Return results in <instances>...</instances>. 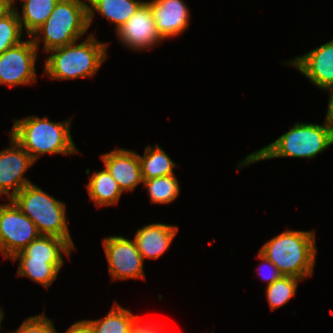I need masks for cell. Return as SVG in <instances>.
Listing matches in <instances>:
<instances>
[{
	"instance_id": "obj_15",
	"label": "cell",
	"mask_w": 333,
	"mask_h": 333,
	"mask_svg": "<svg viewBox=\"0 0 333 333\" xmlns=\"http://www.w3.org/2000/svg\"><path fill=\"white\" fill-rule=\"evenodd\" d=\"M178 229L177 225L158 222L144 225L138 229L133 240L143 260L161 257L170 247Z\"/></svg>"
},
{
	"instance_id": "obj_6",
	"label": "cell",
	"mask_w": 333,
	"mask_h": 333,
	"mask_svg": "<svg viewBox=\"0 0 333 333\" xmlns=\"http://www.w3.org/2000/svg\"><path fill=\"white\" fill-rule=\"evenodd\" d=\"M11 200L32 220L41 235L60 237L75 249L64 202L55 199L34 183L23 187Z\"/></svg>"
},
{
	"instance_id": "obj_11",
	"label": "cell",
	"mask_w": 333,
	"mask_h": 333,
	"mask_svg": "<svg viewBox=\"0 0 333 333\" xmlns=\"http://www.w3.org/2000/svg\"><path fill=\"white\" fill-rule=\"evenodd\" d=\"M9 142V148L0 150V195L11 199L32 183L24 174L35 162L12 136Z\"/></svg>"
},
{
	"instance_id": "obj_18",
	"label": "cell",
	"mask_w": 333,
	"mask_h": 333,
	"mask_svg": "<svg viewBox=\"0 0 333 333\" xmlns=\"http://www.w3.org/2000/svg\"><path fill=\"white\" fill-rule=\"evenodd\" d=\"M86 189L96 207L117 205L124 193L109 171H95L89 178Z\"/></svg>"
},
{
	"instance_id": "obj_20",
	"label": "cell",
	"mask_w": 333,
	"mask_h": 333,
	"mask_svg": "<svg viewBox=\"0 0 333 333\" xmlns=\"http://www.w3.org/2000/svg\"><path fill=\"white\" fill-rule=\"evenodd\" d=\"M22 2V13L17 8L18 18L22 29L26 31L27 37H30L39 27H41L59 0H20Z\"/></svg>"
},
{
	"instance_id": "obj_27",
	"label": "cell",
	"mask_w": 333,
	"mask_h": 333,
	"mask_svg": "<svg viewBox=\"0 0 333 333\" xmlns=\"http://www.w3.org/2000/svg\"><path fill=\"white\" fill-rule=\"evenodd\" d=\"M257 258L262 261L261 262L262 264L259 265L261 268H257L258 273H260L263 280L267 281V285L272 284L274 281H276L281 276H283L280 273V271L278 270V268L271 261H269L264 255H262L259 251L257 253ZM263 267L266 269L268 267V269L270 270L269 274L267 273V275H266V272H268V271H264L266 269H264ZM261 270H263V271H261Z\"/></svg>"
},
{
	"instance_id": "obj_24",
	"label": "cell",
	"mask_w": 333,
	"mask_h": 333,
	"mask_svg": "<svg viewBox=\"0 0 333 333\" xmlns=\"http://www.w3.org/2000/svg\"><path fill=\"white\" fill-rule=\"evenodd\" d=\"M300 278L281 276L270 285H266V297L270 310L282 307L296 294Z\"/></svg>"
},
{
	"instance_id": "obj_28",
	"label": "cell",
	"mask_w": 333,
	"mask_h": 333,
	"mask_svg": "<svg viewBox=\"0 0 333 333\" xmlns=\"http://www.w3.org/2000/svg\"><path fill=\"white\" fill-rule=\"evenodd\" d=\"M142 318L135 315L134 317V323H133V330L136 333H164L165 331L162 330V326L159 327L158 324H152V323H145L141 325ZM158 325V326H157Z\"/></svg>"
},
{
	"instance_id": "obj_4",
	"label": "cell",
	"mask_w": 333,
	"mask_h": 333,
	"mask_svg": "<svg viewBox=\"0 0 333 333\" xmlns=\"http://www.w3.org/2000/svg\"><path fill=\"white\" fill-rule=\"evenodd\" d=\"M75 41L46 54L44 72L50 79L72 80L94 76L108 58L109 44L97 40L93 34L81 43Z\"/></svg>"
},
{
	"instance_id": "obj_3",
	"label": "cell",
	"mask_w": 333,
	"mask_h": 333,
	"mask_svg": "<svg viewBox=\"0 0 333 333\" xmlns=\"http://www.w3.org/2000/svg\"><path fill=\"white\" fill-rule=\"evenodd\" d=\"M315 231L284 230L267 241L259 252L271 261L283 276L306 279L313 275L317 246Z\"/></svg>"
},
{
	"instance_id": "obj_12",
	"label": "cell",
	"mask_w": 333,
	"mask_h": 333,
	"mask_svg": "<svg viewBox=\"0 0 333 333\" xmlns=\"http://www.w3.org/2000/svg\"><path fill=\"white\" fill-rule=\"evenodd\" d=\"M284 63L296 67L317 88L325 91L333 88V38Z\"/></svg>"
},
{
	"instance_id": "obj_14",
	"label": "cell",
	"mask_w": 333,
	"mask_h": 333,
	"mask_svg": "<svg viewBox=\"0 0 333 333\" xmlns=\"http://www.w3.org/2000/svg\"><path fill=\"white\" fill-rule=\"evenodd\" d=\"M153 13L159 34L164 39L177 37L189 27L190 13L183 0L146 1Z\"/></svg>"
},
{
	"instance_id": "obj_16",
	"label": "cell",
	"mask_w": 333,
	"mask_h": 333,
	"mask_svg": "<svg viewBox=\"0 0 333 333\" xmlns=\"http://www.w3.org/2000/svg\"><path fill=\"white\" fill-rule=\"evenodd\" d=\"M72 250L74 248L60 237L40 235L12 258H31L50 264H64V255L70 257Z\"/></svg>"
},
{
	"instance_id": "obj_2",
	"label": "cell",
	"mask_w": 333,
	"mask_h": 333,
	"mask_svg": "<svg viewBox=\"0 0 333 333\" xmlns=\"http://www.w3.org/2000/svg\"><path fill=\"white\" fill-rule=\"evenodd\" d=\"M9 136L31 156L35 162L44 154L73 155L80 152L71 137V121L52 122L47 116L40 118L31 115L13 119Z\"/></svg>"
},
{
	"instance_id": "obj_26",
	"label": "cell",
	"mask_w": 333,
	"mask_h": 333,
	"mask_svg": "<svg viewBox=\"0 0 333 333\" xmlns=\"http://www.w3.org/2000/svg\"><path fill=\"white\" fill-rule=\"evenodd\" d=\"M11 333H59L53 320L49 319L45 313L25 318L22 324Z\"/></svg>"
},
{
	"instance_id": "obj_7",
	"label": "cell",
	"mask_w": 333,
	"mask_h": 333,
	"mask_svg": "<svg viewBox=\"0 0 333 333\" xmlns=\"http://www.w3.org/2000/svg\"><path fill=\"white\" fill-rule=\"evenodd\" d=\"M41 234L32 220L11 200L0 204V253L12 258Z\"/></svg>"
},
{
	"instance_id": "obj_29",
	"label": "cell",
	"mask_w": 333,
	"mask_h": 333,
	"mask_svg": "<svg viewBox=\"0 0 333 333\" xmlns=\"http://www.w3.org/2000/svg\"><path fill=\"white\" fill-rule=\"evenodd\" d=\"M65 333H94L92 327L85 321H77L73 323Z\"/></svg>"
},
{
	"instance_id": "obj_30",
	"label": "cell",
	"mask_w": 333,
	"mask_h": 333,
	"mask_svg": "<svg viewBox=\"0 0 333 333\" xmlns=\"http://www.w3.org/2000/svg\"><path fill=\"white\" fill-rule=\"evenodd\" d=\"M13 9V0H0V19L9 14Z\"/></svg>"
},
{
	"instance_id": "obj_9",
	"label": "cell",
	"mask_w": 333,
	"mask_h": 333,
	"mask_svg": "<svg viewBox=\"0 0 333 333\" xmlns=\"http://www.w3.org/2000/svg\"><path fill=\"white\" fill-rule=\"evenodd\" d=\"M102 241L112 281L146 278L144 260L134 240L116 235Z\"/></svg>"
},
{
	"instance_id": "obj_25",
	"label": "cell",
	"mask_w": 333,
	"mask_h": 333,
	"mask_svg": "<svg viewBox=\"0 0 333 333\" xmlns=\"http://www.w3.org/2000/svg\"><path fill=\"white\" fill-rule=\"evenodd\" d=\"M22 35L23 29L17 11L13 9L0 19V54L24 41Z\"/></svg>"
},
{
	"instance_id": "obj_1",
	"label": "cell",
	"mask_w": 333,
	"mask_h": 333,
	"mask_svg": "<svg viewBox=\"0 0 333 333\" xmlns=\"http://www.w3.org/2000/svg\"><path fill=\"white\" fill-rule=\"evenodd\" d=\"M323 122L322 125L296 122L274 142L248 154L238 163L236 169L272 158H315L319 153L333 145V127L326 118Z\"/></svg>"
},
{
	"instance_id": "obj_32",
	"label": "cell",
	"mask_w": 333,
	"mask_h": 333,
	"mask_svg": "<svg viewBox=\"0 0 333 333\" xmlns=\"http://www.w3.org/2000/svg\"><path fill=\"white\" fill-rule=\"evenodd\" d=\"M3 318H4V313H3V310L0 307V333H1V326H2L1 323H2Z\"/></svg>"
},
{
	"instance_id": "obj_17",
	"label": "cell",
	"mask_w": 333,
	"mask_h": 333,
	"mask_svg": "<svg viewBox=\"0 0 333 333\" xmlns=\"http://www.w3.org/2000/svg\"><path fill=\"white\" fill-rule=\"evenodd\" d=\"M88 24L92 25L95 12L105 17L115 26V32L131 18L145 2L142 0H87Z\"/></svg>"
},
{
	"instance_id": "obj_21",
	"label": "cell",
	"mask_w": 333,
	"mask_h": 333,
	"mask_svg": "<svg viewBox=\"0 0 333 333\" xmlns=\"http://www.w3.org/2000/svg\"><path fill=\"white\" fill-rule=\"evenodd\" d=\"M135 315L128 309L114 303L107 315L98 320L85 321L94 333H131Z\"/></svg>"
},
{
	"instance_id": "obj_23",
	"label": "cell",
	"mask_w": 333,
	"mask_h": 333,
	"mask_svg": "<svg viewBox=\"0 0 333 333\" xmlns=\"http://www.w3.org/2000/svg\"><path fill=\"white\" fill-rule=\"evenodd\" d=\"M143 188L147 189L150 202L168 204L177 199L180 193V183L175 174L143 180Z\"/></svg>"
},
{
	"instance_id": "obj_8",
	"label": "cell",
	"mask_w": 333,
	"mask_h": 333,
	"mask_svg": "<svg viewBox=\"0 0 333 333\" xmlns=\"http://www.w3.org/2000/svg\"><path fill=\"white\" fill-rule=\"evenodd\" d=\"M37 53L38 49L29 37L0 54V85L16 87L35 83Z\"/></svg>"
},
{
	"instance_id": "obj_5",
	"label": "cell",
	"mask_w": 333,
	"mask_h": 333,
	"mask_svg": "<svg viewBox=\"0 0 333 333\" xmlns=\"http://www.w3.org/2000/svg\"><path fill=\"white\" fill-rule=\"evenodd\" d=\"M89 29L87 0H59L46 22L30 37L43 52L79 41Z\"/></svg>"
},
{
	"instance_id": "obj_22",
	"label": "cell",
	"mask_w": 333,
	"mask_h": 333,
	"mask_svg": "<svg viewBox=\"0 0 333 333\" xmlns=\"http://www.w3.org/2000/svg\"><path fill=\"white\" fill-rule=\"evenodd\" d=\"M12 261L19 260L17 274L20 277L41 284L46 289L56 280L59 271L64 264H50L47 261L31 260V258H10Z\"/></svg>"
},
{
	"instance_id": "obj_13",
	"label": "cell",
	"mask_w": 333,
	"mask_h": 333,
	"mask_svg": "<svg viewBox=\"0 0 333 333\" xmlns=\"http://www.w3.org/2000/svg\"><path fill=\"white\" fill-rule=\"evenodd\" d=\"M100 158L123 192H132L143 183L138 153L116 147L102 154Z\"/></svg>"
},
{
	"instance_id": "obj_10",
	"label": "cell",
	"mask_w": 333,
	"mask_h": 333,
	"mask_svg": "<svg viewBox=\"0 0 333 333\" xmlns=\"http://www.w3.org/2000/svg\"><path fill=\"white\" fill-rule=\"evenodd\" d=\"M115 33L120 44L139 52L150 50L164 40L158 32L152 10L146 1Z\"/></svg>"
},
{
	"instance_id": "obj_31",
	"label": "cell",
	"mask_w": 333,
	"mask_h": 333,
	"mask_svg": "<svg viewBox=\"0 0 333 333\" xmlns=\"http://www.w3.org/2000/svg\"><path fill=\"white\" fill-rule=\"evenodd\" d=\"M329 94V101H328V107L326 112V120L329 122V124L333 127V88L328 90Z\"/></svg>"
},
{
	"instance_id": "obj_19",
	"label": "cell",
	"mask_w": 333,
	"mask_h": 333,
	"mask_svg": "<svg viewBox=\"0 0 333 333\" xmlns=\"http://www.w3.org/2000/svg\"><path fill=\"white\" fill-rule=\"evenodd\" d=\"M138 157L143 180L174 174V168L177 167V164L158 144L154 147L147 145L144 150V155L141 156L138 154Z\"/></svg>"
}]
</instances>
